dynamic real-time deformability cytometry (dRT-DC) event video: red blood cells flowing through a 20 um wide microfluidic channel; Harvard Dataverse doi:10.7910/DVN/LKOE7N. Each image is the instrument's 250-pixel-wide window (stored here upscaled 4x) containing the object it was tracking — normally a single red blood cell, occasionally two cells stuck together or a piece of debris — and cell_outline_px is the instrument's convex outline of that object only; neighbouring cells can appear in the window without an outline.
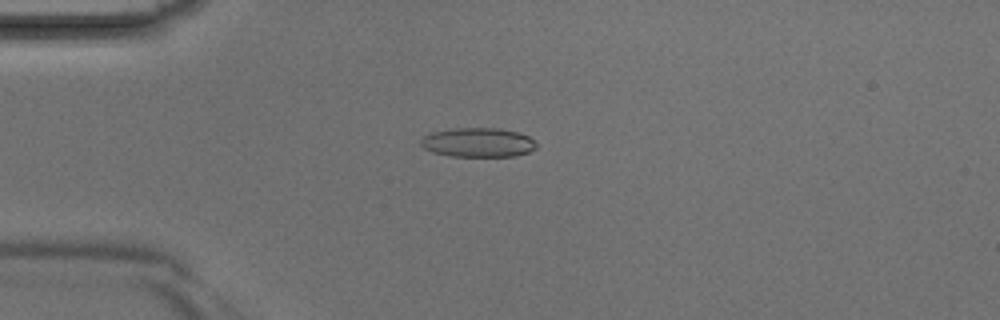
{"species": "Egyptian fruit bat (a non-hibernating species)", "species_latin": "Rousettus aegyptiacus", "temperature_condition": "room temperature", "stored_images_in_passage": 4, "camera_frame_rate_fps": 3000, "um_per_image_px": 0.085, "animal": {"sex": "male"}, "frame": {"image": 1, "passage_image": 3, "time_ms": 0.667, "image_size_px": [1000, 320], "cell_outline_px": [[536, 148], [528, 152], [516, 156], [452, 156], [432, 152], [424, 148], [420, 144], [420, 140], [424, 136], [432, 132], [452, 128], [500, 128], [520, 132], [528, 136], [536, 144]], "centroid_in_image_um": [40.63, 12.1], "position_along_channel_um": 44.4, "area_um2": 19.77}}